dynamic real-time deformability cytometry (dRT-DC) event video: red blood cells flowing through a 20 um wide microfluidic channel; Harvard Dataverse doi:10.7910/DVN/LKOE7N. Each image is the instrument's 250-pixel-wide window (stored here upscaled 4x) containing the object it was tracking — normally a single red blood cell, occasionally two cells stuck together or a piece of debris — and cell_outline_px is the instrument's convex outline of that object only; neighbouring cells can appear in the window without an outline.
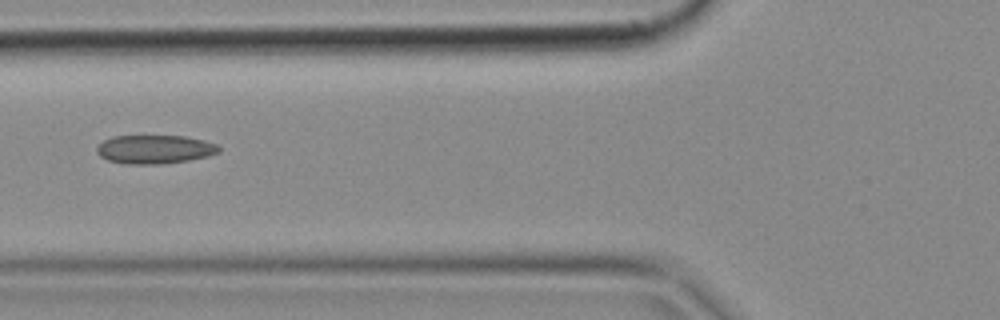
{"species": "common noctule bat (a hibernating species)", "species_latin": "Nyctalus noctula", "temperature_condition": "cold", "stored_images_in_passage": 6, "camera_frame_rate_fps": 3000, "um_per_image_px": 0.085, "animal": {"sex": "female", "body_mass_g": 18.4}, "frame": {"image": 1, "passage_image": 6, "time_ms": 1.667, "image_size_px": [1000, 320], "cell_outline_px": [[220, 152], [208, 156], [188, 160], [160, 164], [128, 164], [108, 160], [100, 156], [96, 152], [96, 148], [104, 140], [112, 136], [184, 136], [204, 140], [216, 144], [220, 148]], "centroid_in_image_um": [13.15, 12.69], "position_along_channel_um": 112.7, "area_um2": 20.35}}